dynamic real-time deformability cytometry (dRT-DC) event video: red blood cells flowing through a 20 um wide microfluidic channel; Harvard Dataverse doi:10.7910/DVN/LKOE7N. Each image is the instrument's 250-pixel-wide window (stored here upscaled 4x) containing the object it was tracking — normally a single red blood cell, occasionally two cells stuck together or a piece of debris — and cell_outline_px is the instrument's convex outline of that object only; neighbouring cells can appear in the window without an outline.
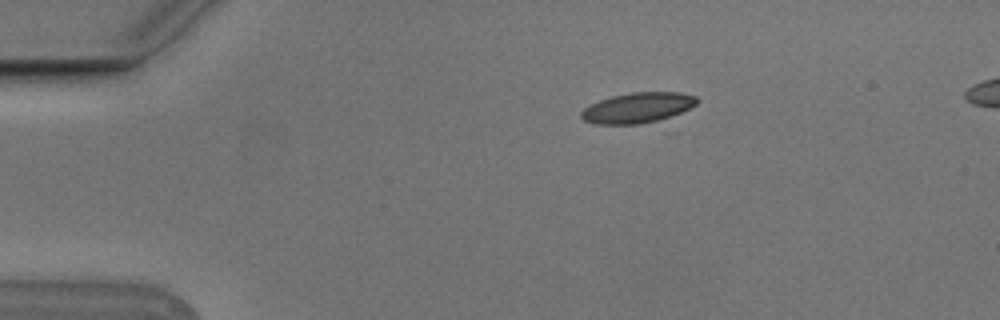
{"species": "Egyptian fruit bat (a non-hibernating species)", "species_latin": "Rousettus aegyptiacus", "temperature_condition": "cold", "stored_images_in_passage": 3, "camera_frame_rate_fps": 3000, "um_per_image_px": 0.085, "animal": {"sex": "male"}, "frame": {"image": 1, "passage_image": 1, "time_ms": 0.0, "image_size_px": [1000, 320], "cell_outline_px": [[700, 100], [696, 104], [680, 112], [656, 120], [640, 124], [596, 124], [584, 120], [580, 116], [580, 112], [584, 108], [600, 100], [612, 96], [632, 92], [680, 92], [696, 96]], "centroid_in_image_um": [54.18, 9.15], "position_along_channel_um": 30.8, "area_um2": 20.17}}